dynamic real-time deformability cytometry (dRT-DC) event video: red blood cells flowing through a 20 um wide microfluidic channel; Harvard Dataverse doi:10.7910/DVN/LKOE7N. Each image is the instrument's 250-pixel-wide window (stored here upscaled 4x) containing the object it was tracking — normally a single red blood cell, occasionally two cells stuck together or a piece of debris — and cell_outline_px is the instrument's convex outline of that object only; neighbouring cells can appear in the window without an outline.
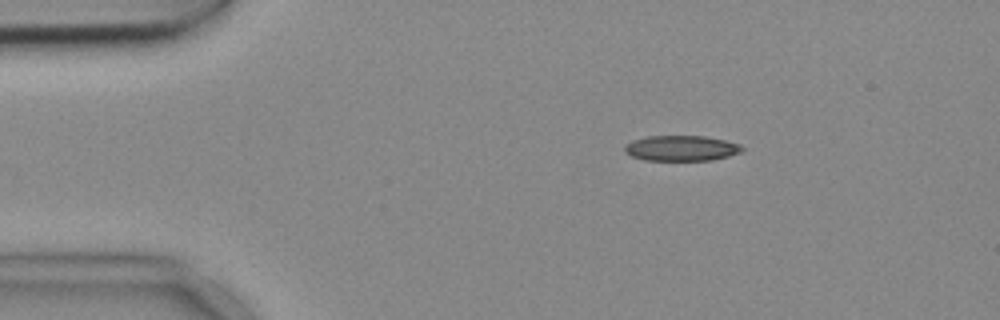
{"species": "common noctule bat (a hibernating species)", "species_latin": "Nyctalus noctula", "temperature_condition": "cold", "stored_images_in_passage": 53, "camera_frame_rate_fps": 3000, "um_per_image_px": 0.085, "animal": {"sex": "female", "body_mass_g": 18.4}, "frame": {"image": 1, "passage_image": 8, "time_ms": 2.333, "image_size_px": [1000, 320], "cell_outline_px": [[744, 148], [740, 152], [728, 156], [712, 160], [644, 160], [632, 156], [624, 152], [624, 144], [632, 140], [648, 136], [704, 136], [724, 140], [740, 144]], "centroid_in_image_um": [57.88, 12.59], "position_along_channel_um": 27.1, "area_um2": 17.4}}
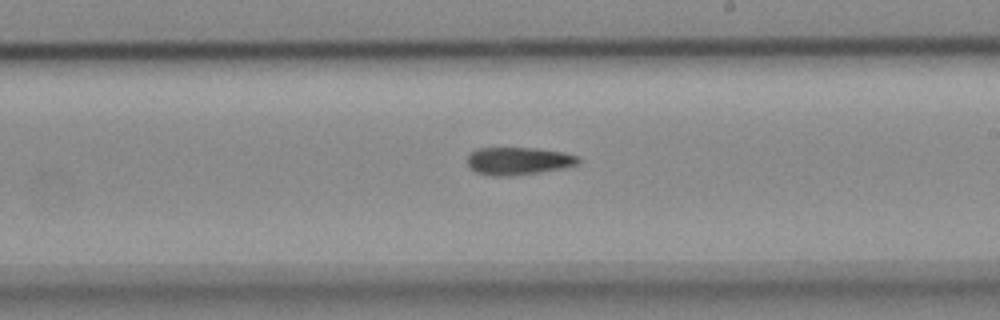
{"frame": {"image": 2, "passage_image": 30, "time_ms": 9.667, "image_size_px": [1000, 320], "cell_outline_px": [[580, 164], [564, 168], [540, 172], [512, 176], [492, 176], [476, 172], [468, 168], [468, 156], [476, 148], [536, 148], [564, 152], [580, 156]], "centroid_in_image_um": [44.09, 13.68], "position_along_channel_um": 244.9, "area_um2": 18.15}}
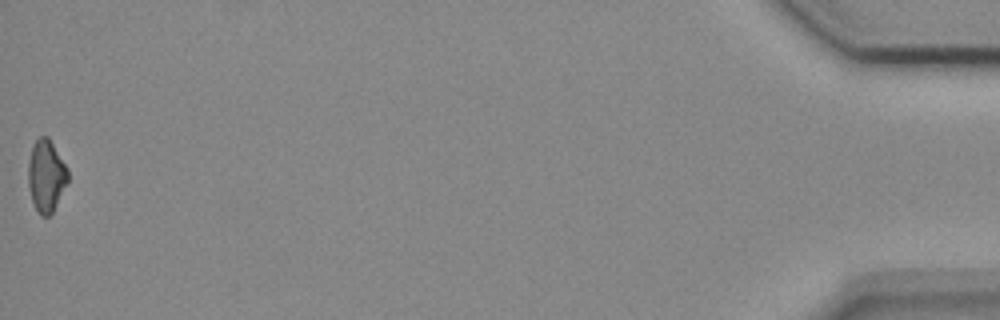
{"frame": {"image": 3, "passage_image": 53, "time_ms": 17.333, "image_size_px": [1000, 320], "cell_outline_px": [[68, 180], [52, 212], [48, 216], [40, 216], [32, 200], [28, 184], [28, 164], [32, 144], [40, 136], [48, 136], [68, 168]], "centroid_in_image_um": [3.91, 14.91], "position_along_channel_um": 431.3, "area_um2": 16.53}}